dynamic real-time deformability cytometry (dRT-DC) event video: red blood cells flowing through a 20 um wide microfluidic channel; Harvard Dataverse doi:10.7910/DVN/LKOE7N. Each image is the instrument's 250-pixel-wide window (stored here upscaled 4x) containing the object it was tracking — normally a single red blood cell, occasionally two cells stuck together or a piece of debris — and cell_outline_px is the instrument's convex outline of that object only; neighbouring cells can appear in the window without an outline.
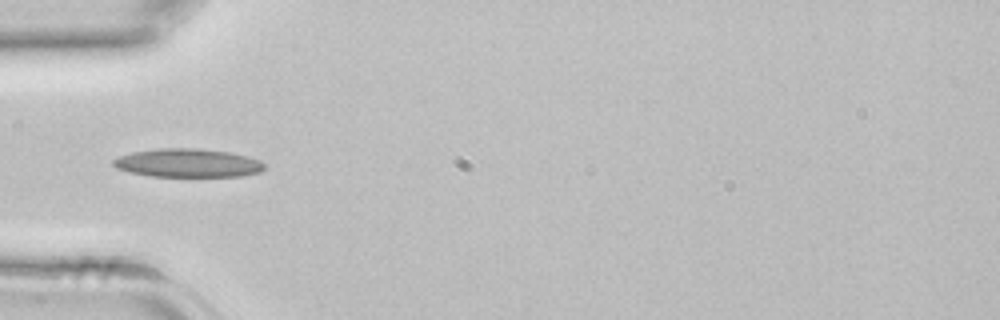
{"species": "common noctule bat (a hibernating species)", "species_latin": "Nyctalus noctula", "temperature_condition": "room temperature", "stored_images_in_passage": 27, "camera_frame_rate_fps": 3000, "um_per_image_px": 0.085, "animal": {"sex": "female", "body_mass_g": 22.7, "forearm_length_mm": 54.2}, "frame": {"image": 1, "passage_image": 12, "time_ms": 3.667, "image_size_px": [1000, 320], "cell_outline_px": [[264, 168], [260, 172], [240, 176], [152, 176], [132, 172], [116, 168], [112, 164], [112, 160], [120, 156], [132, 152], [160, 148], [196, 148], [232, 152], [248, 156], [260, 160], [264, 164]], "centroid_in_image_um": [15.98, 13.84], "position_along_channel_um": 69.0, "area_um2": 25.03}}